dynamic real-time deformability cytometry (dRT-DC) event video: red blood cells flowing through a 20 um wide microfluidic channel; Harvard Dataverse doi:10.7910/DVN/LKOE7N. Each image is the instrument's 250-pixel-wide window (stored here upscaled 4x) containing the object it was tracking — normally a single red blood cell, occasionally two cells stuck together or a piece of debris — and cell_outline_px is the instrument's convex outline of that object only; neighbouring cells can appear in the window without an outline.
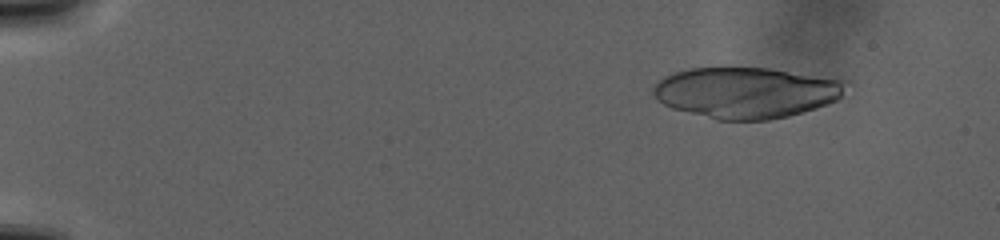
{"species": "human", "species_latin": "Homo sapiens", "temperature_condition": "warm", "stored_images_in_passage": 33, "camera_frame_rate_fps": 3000, "um_per_image_px": 0.085, "donor": {"sex": "male"}, "frame": {"image": 1, "passage_image": 11, "time_ms": 4.333, "image_size_px": [1000, 240], "cell_outline_px": [[848, 80], [840, 96], [836, 100], [828, 104], [816, 108], [788, 116], [768, 120], [716, 120], [672, 108], [664, 104], [652, 92], [652, 88], [664, 76], [672, 72], [688, 68], [724, 64], [772, 68]], "centroid_in_image_um": [63.39, 7.82], "position_along_channel_um": 21.6, "area_um2": 58.49}}